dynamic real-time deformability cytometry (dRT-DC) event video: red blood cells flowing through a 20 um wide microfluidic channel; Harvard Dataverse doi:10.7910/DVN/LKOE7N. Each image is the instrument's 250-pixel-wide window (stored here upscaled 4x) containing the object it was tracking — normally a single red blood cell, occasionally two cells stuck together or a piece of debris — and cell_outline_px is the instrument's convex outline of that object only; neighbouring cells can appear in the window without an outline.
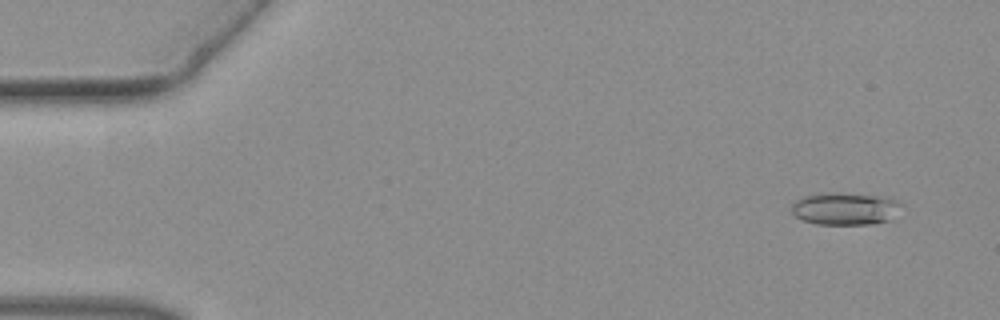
{"species": "common noctule bat (a hibernating species)", "species_latin": "Nyctalus noctula", "temperature_condition": "warm", "stored_images_in_passage": 50, "camera_frame_rate_fps": 3000, "um_per_image_px": 0.085, "animal": {"sex": "female", "body_mass_g": 19.3, "forearm_length_mm": 54.1}, "frame": {"image": 1, "passage_image": 4, "time_ms": 1.0, "image_size_px": [1000, 320], "cell_outline_px": [[904, 204], [892, 220], [872, 224], [816, 224], [800, 220], [792, 212], [792, 204], [796, 200], [804, 196], [824, 192], [836, 192], [892, 196]], "centroid_in_image_um": [71.91, 17.72], "position_along_channel_um": 13.1, "area_um2": 21.44}}
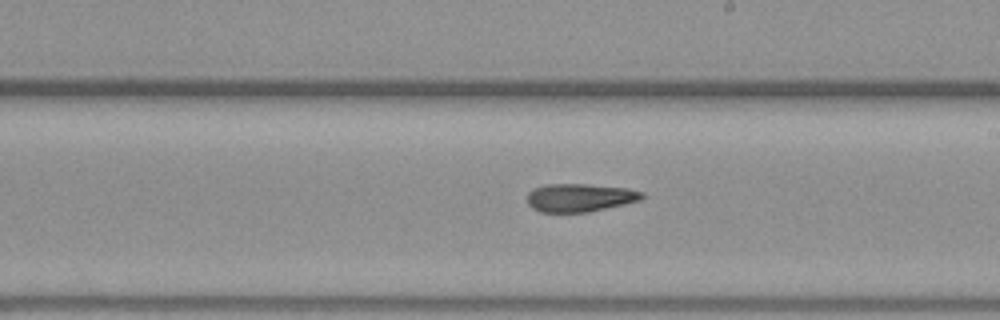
{"frame": {"image": 2, "passage_image": 29, "time_ms": 9.333, "image_size_px": [1000, 320], "cell_outline_px": [[644, 196], [640, 200], [624, 204], [588, 212], [540, 212], [532, 208], [528, 204], [528, 192], [532, 188], [544, 184], [588, 184], [628, 188], [644, 192]], "centroid_in_image_um": [49.27, 16.79], "position_along_channel_um": 239.7, "area_um2": 18.96}}
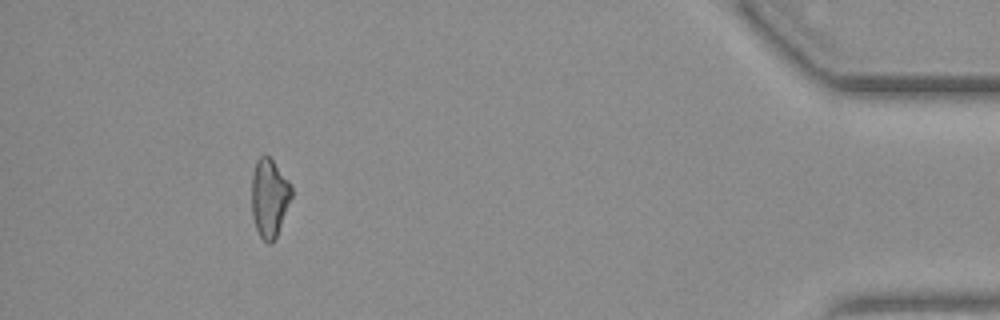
{"frame": {"image": 3, "passage_image": 46, "time_ms": 15.0, "image_size_px": [1000, 320], "cell_outline_px": [[292, 196], [276, 236], [272, 244], [268, 244], [260, 236], [256, 228], [252, 216], [252, 176], [256, 160], [260, 156], [268, 156], [272, 160], [288, 180], [292, 188]], "centroid_in_image_um": [22.88, 16.82], "position_along_channel_um": 412.3, "area_um2": 17.98}}